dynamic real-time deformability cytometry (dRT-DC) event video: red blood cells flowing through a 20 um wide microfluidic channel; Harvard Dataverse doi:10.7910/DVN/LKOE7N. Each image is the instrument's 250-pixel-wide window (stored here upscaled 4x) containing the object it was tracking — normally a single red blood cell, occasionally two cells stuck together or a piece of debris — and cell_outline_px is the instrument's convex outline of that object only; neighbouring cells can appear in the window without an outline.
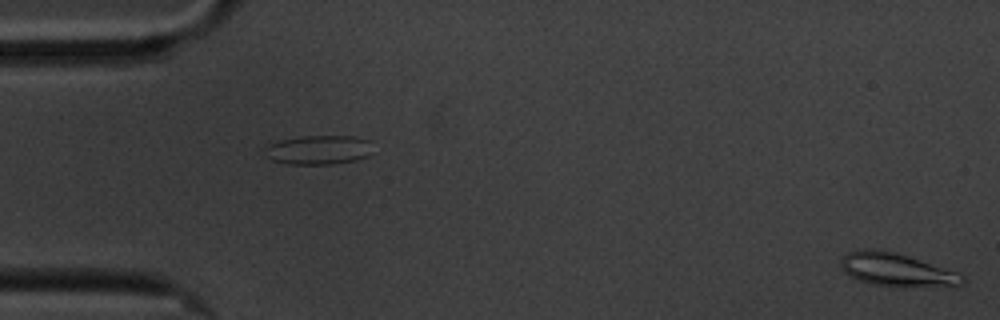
{"species": "common noctule bat (a hibernating species)", "species_latin": "Nyctalus noctula", "temperature_condition": "cold", "stored_images_in_passage": 4, "segment_of_instrument_passage": [2, 2], "camera_frame_rate_fps": 3000, "um_per_image_px": 0.085, "animal": {"sex": "male", "body_mass_g": 20.1, "forearm_length_mm": 53.5}, "frame": {"image": 1, "passage_image": 4, "time_ms": 4.333, "image_size_px": [1000, 320], "cell_outline_px": [[968, 280], [964, 284], [872, 284], [860, 280], [844, 272], [840, 264], [840, 260], [848, 252], [856, 248], [876, 248], [896, 252], [960, 272]], "centroid_in_image_um": [76.16, 22.84], "position_along_channel_um": 8.8, "area_um2": 22.72}}